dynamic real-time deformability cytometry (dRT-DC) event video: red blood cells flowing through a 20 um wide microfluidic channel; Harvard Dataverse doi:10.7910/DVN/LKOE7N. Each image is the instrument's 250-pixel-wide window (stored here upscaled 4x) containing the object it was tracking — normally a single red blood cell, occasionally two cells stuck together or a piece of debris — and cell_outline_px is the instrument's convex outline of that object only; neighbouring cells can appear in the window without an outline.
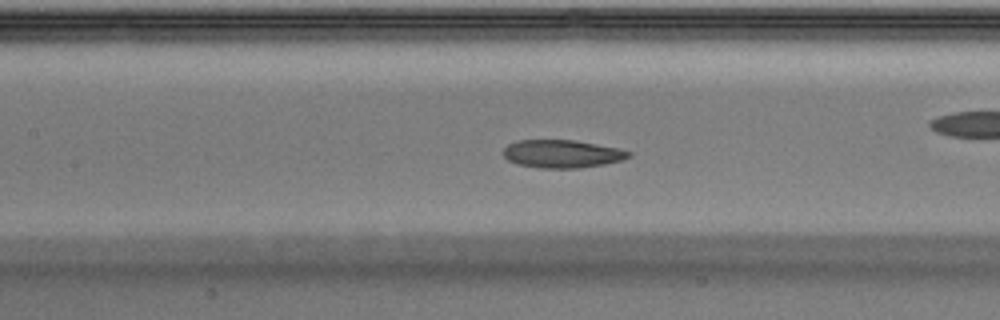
{"species": "Egyptian fruit bat (a non-hibernating species)", "species_latin": "Rousettus aegyptiacus", "temperature_condition": "warm", "stored_images_in_passage": 42, "camera_frame_rate_fps": 3000, "um_per_image_px": 0.085, "animal": {"sex": "male"}, "frame": {"image": 1, "passage_image": 19, "time_ms": 6.0, "image_size_px": [1000, 320], "cell_outline_px": [[632, 156], [620, 160], [604, 164], [580, 168], [540, 168], [516, 164], [508, 160], [500, 152], [508, 144], [516, 140], [572, 140], [616, 148], [632, 152]], "centroid_in_image_um": [47.71, 13.08], "position_along_channel_um": 159.7, "area_um2": 20.4}}